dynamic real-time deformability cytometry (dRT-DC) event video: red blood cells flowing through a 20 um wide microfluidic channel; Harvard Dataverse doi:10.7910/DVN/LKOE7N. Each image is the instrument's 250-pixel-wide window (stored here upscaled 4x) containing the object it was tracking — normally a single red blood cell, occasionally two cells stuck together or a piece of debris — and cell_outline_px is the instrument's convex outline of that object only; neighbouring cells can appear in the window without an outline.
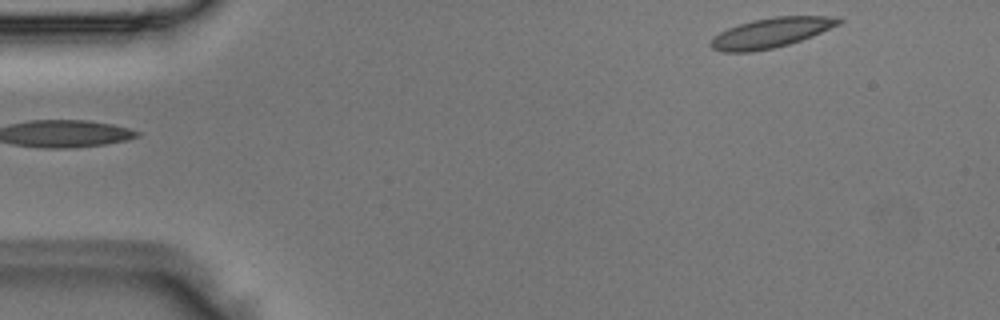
{"species": "Egyptian fruit bat (a non-hibernating species)", "species_latin": "Rousettus aegyptiacus", "temperature_condition": "room temperature", "stored_images_in_passage": 5, "camera_frame_rate_fps": 3000, "um_per_image_px": 0.085, "animal": {"sex": "male"}, "frame": {"image": 1, "passage_image": 5, "time_ms": 1.333, "image_size_px": [1000, 320], "cell_outline_px": [[844, 20], [840, 24], [812, 36], [788, 44], [772, 48], [752, 52], [724, 52], [712, 48], [708, 44], [720, 32], [728, 28], [752, 20], [772, 16], [840, 16]], "centroid_in_image_um": [65.57, 2.77], "position_along_channel_um": 19.4, "area_um2": 22.2}}